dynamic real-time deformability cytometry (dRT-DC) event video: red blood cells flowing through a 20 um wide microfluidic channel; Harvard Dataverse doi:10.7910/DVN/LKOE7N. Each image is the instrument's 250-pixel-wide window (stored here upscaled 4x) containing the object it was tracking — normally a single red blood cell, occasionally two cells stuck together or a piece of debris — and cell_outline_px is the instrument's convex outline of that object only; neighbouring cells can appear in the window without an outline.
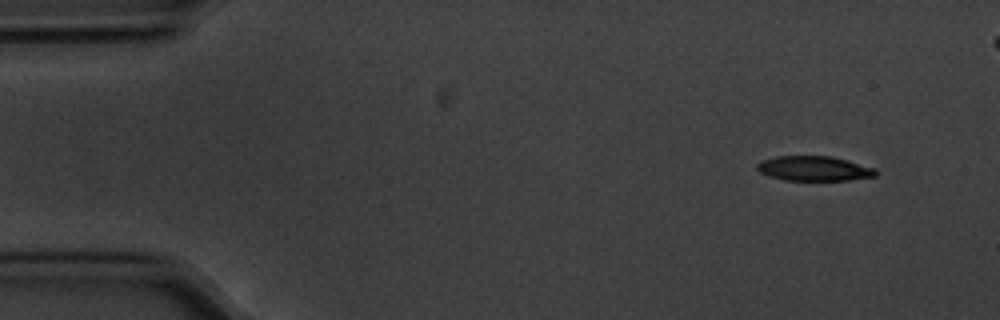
{"species": "common noctule bat (a hibernating species)", "species_latin": "Nyctalus noctula", "temperature_condition": "cold", "stored_images_in_passage": 49, "camera_frame_rate_fps": 3000, "um_per_image_px": 0.085, "animal": {"sex": "male", "body_mass_g": 20.1, "forearm_length_mm": 53.5}, "frame": {"image": 1, "passage_image": 2, "time_ms": 0.333, "image_size_px": [1000, 320], "cell_outline_px": [[876, 176], [848, 180], [784, 180], [768, 176], [760, 172], [756, 168], [756, 164], [764, 160], [776, 156], [832, 156], [848, 160], [876, 168]], "centroid_in_image_um": [69.2, 14.32], "position_along_channel_um": 15.8, "area_um2": 17.17}}
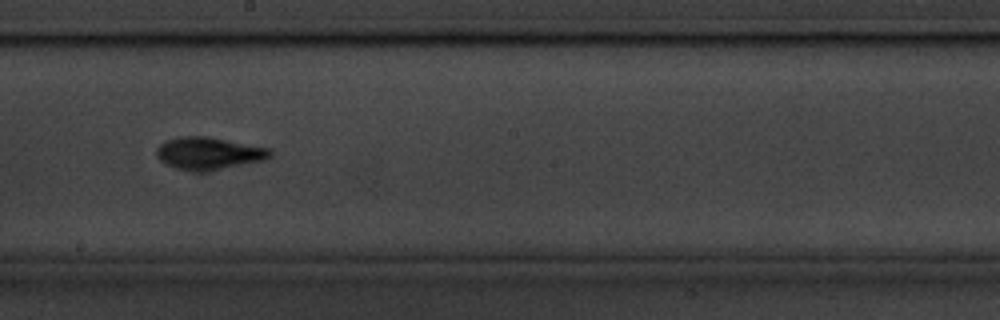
{"frame": {"image": 2, "passage_image": 28, "time_ms": 9.0, "image_size_px": [1000, 320], "cell_outline_px": [[272, 156], [264, 160], [204, 172], [196, 172], [176, 168], [164, 164], [156, 156], [156, 148], [164, 140], [180, 136], [204, 136], [268, 148], [272, 152]], "centroid_in_image_um": [17.68, 13.04], "position_along_channel_um": 230.5, "area_um2": 21.39}}
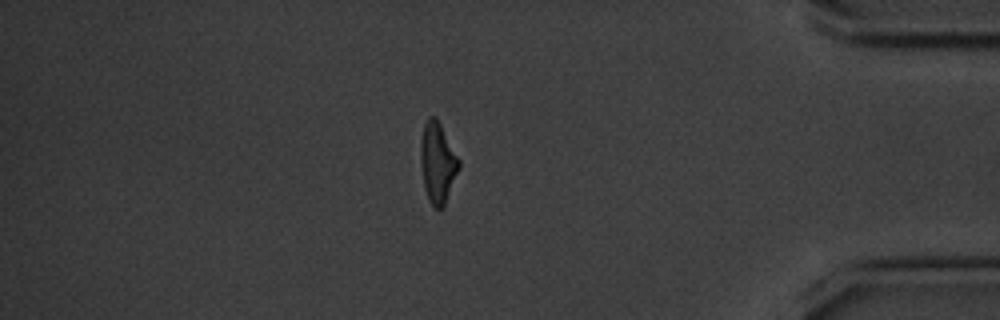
{"frame": {"image": 3, "passage_image": 45, "time_ms": 14.667, "image_size_px": [1000, 320], "cell_outline_px": [[460, 168], [444, 208], [436, 208], [428, 200], [424, 188], [420, 164], [420, 140], [424, 124], [428, 116], [436, 116], [460, 160]], "centroid_in_image_um": [37.19, 13.83], "position_along_channel_um": 398.0, "area_um2": 18.32}}